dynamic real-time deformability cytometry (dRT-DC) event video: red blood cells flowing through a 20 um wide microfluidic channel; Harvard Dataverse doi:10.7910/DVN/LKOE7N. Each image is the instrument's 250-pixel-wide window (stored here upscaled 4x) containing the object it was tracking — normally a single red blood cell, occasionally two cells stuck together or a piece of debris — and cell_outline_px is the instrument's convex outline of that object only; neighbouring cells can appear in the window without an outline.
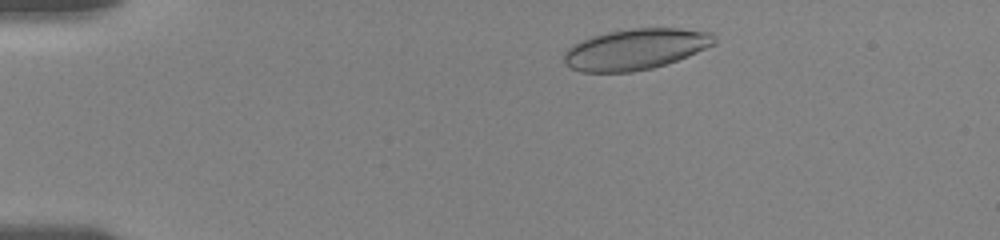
{"species": "human", "species_latin": "Homo sapiens", "temperature_condition": "room temperature", "stored_images_in_passage": 7, "camera_frame_rate_fps": 3000, "um_per_image_px": 0.085, "donor": {"sex": "female"}, "frame": {"image": 1, "passage_image": 2, "time_ms": 1.0, "image_size_px": [1000, 240], "cell_outline_px": [[716, 44], [688, 56], [652, 68], [632, 72], [580, 72], [564, 64], [564, 52], [572, 44], [592, 36], [608, 32], [632, 28], [676, 28], [712, 32], [716, 36]], "centroid_in_image_um": [54.02, 4.18], "position_along_channel_um": 31.0, "area_um2": 35.89}}
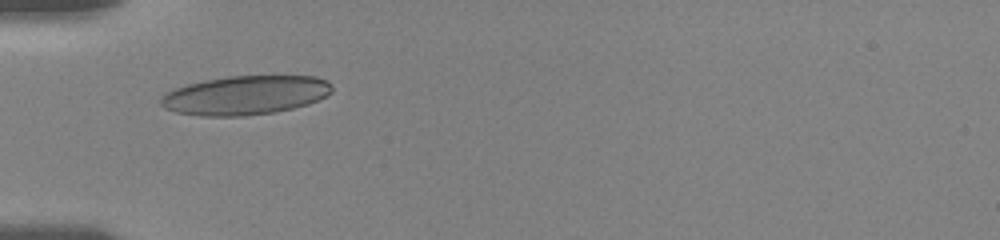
{"frame": {"image": 2, "passage_image": 6, "time_ms": 3.667, "image_size_px": [1000, 240], "cell_outline_px": [[332, 92], [308, 104], [292, 108], [272, 112], [244, 116], [200, 116], [176, 112], [164, 108], [160, 104], [160, 96], [176, 88], [188, 84], [204, 80], [228, 76], [316, 76], [332, 84]], "centroid_in_image_um": [20.82, 8.09], "position_along_channel_um": 64.2, "area_um2": 38.78}}
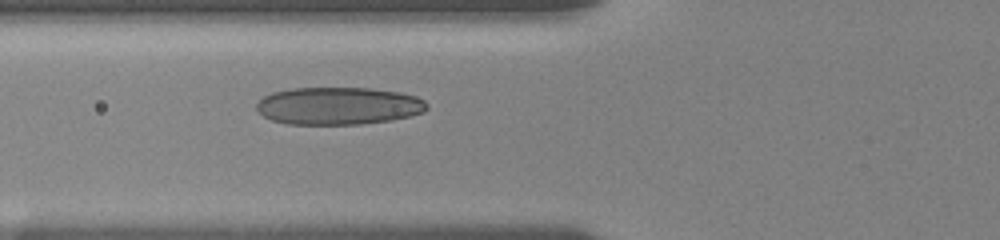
{"frame": {"image": 3, "passage_image": 7, "time_ms": 4.667, "image_size_px": [1000, 240], "cell_outline_px": [[428, 108], [424, 112], [392, 120], [360, 124], [288, 124], [272, 120], [264, 116], [256, 108], [256, 104], [264, 96], [272, 92], [292, 88], [368, 88], [400, 92], [416, 96], [424, 100], [428, 104]], "centroid_in_image_um": [28.78, 9.0], "position_along_channel_um": 97.0, "area_um2": 37.28}}